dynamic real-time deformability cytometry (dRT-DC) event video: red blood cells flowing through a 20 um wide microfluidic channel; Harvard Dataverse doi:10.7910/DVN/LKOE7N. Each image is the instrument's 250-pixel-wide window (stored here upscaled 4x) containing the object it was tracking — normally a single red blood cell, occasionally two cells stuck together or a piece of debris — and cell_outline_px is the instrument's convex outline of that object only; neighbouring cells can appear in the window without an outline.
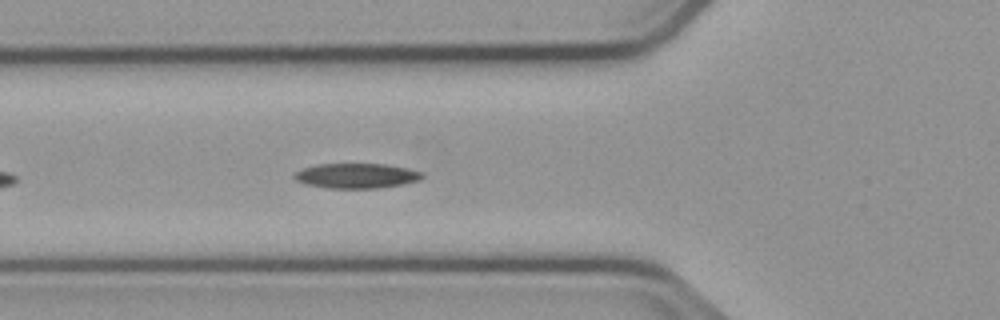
{"species": "common noctule bat (a hibernating species)", "species_latin": "Nyctalus noctula", "temperature_condition": "cold", "stored_images_in_passage": 14, "camera_frame_rate_fps": 3000, "um_per_image_px": 0.085, "animal": {"sex": "male", "body_mass_g": 23.1, "forearm_length_mm": 52.7}, "frame": {"image": 1, "passage_image": 7, "time_ms": 2.0, "image_size_px": [1000, 320], "cell_outline_px": [[424, 176], [420, 180], [404, 184], [376, 188], [328, 188], [304, 184], [296, 180], [292, 176], [296, 172], [304, 168], [316, 164], [384, 164], [408, 168], [424, 172]], "centroid_in_image_um": [30.32, 14.94], "position_along_channel_um": 95.5, "area_um2": 18.67}}
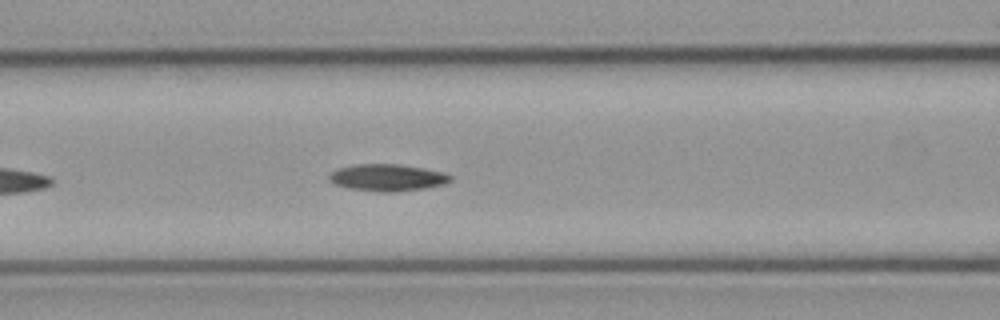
{"frame": {"image": 2, "passage_image": 10, "time_ms": 3.0, "image_size_px": [1000, 320], "cell_outline_px": [[452, 180], [444, 184], [424, 188], [392, 192], [380, 192], [348, 188], [332, 184], [328, 180], [328, 176], [336, 168], [352, 164], [396, 164], [444, 172], [452, 176]], "centroid_in_image_um": [32.86, 15.09], "position_along_channel_um": 133.7, "area_um2": 19.07}}